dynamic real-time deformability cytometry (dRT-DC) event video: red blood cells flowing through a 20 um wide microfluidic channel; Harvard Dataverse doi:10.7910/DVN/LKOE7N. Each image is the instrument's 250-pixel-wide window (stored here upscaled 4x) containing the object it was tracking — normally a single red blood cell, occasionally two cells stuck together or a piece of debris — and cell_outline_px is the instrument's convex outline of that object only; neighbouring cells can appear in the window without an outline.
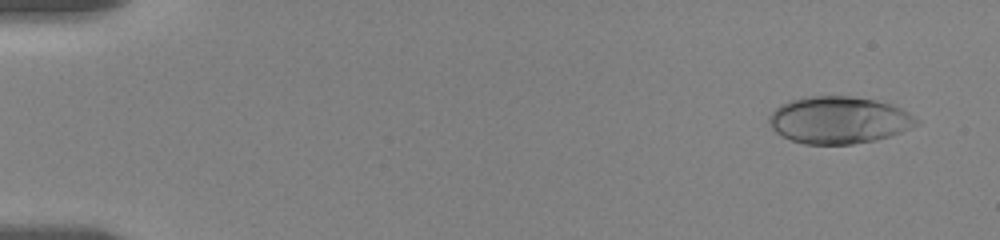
{"species": "human", "species_latin": "Homo sapiens", "temperature_condition": "room temperature", "stored_images_in_passage": 51, "camera_frame_rate_fps": 3000, "um_per_image_px": 0.085, "donor": {"sex": "female"}, "frame": {"image": 1, "passage_image": 3, "time_ms": 0.667, "image_size_px": [1000, 240], "cell_outline_px": [[920, 124], [900, 132], [876, 140], [852, 144], [804, 144], [792, 140], [776, 132], [772, 128], [768, 120], [768, 116], [780, 104], [788, 100], [808, 96], [848, 96], [872, 100], [888, 104], [900, 108], [908, 112], [920, 120]], "centroid_in_image_um": [71.28, 10.2], "position_along_channel_um": 13.7, "area_um2": 40.29}}
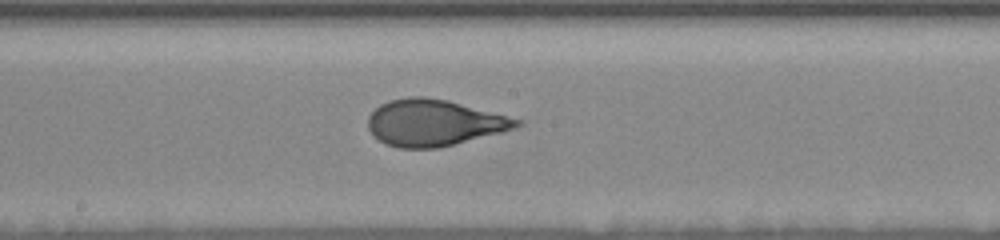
{"frame": {"image": 2, "passage_image": 27, "time_ms": 10.0, "image_size_px": [1000, 240], "cell_outline_px": [[520, 124], [504, 132], [440, 148], [396, 148], [372, 136], [368, 128], [368, 116], [380, 104], [388, 100], [408, 96], [424, 96], [448, 100], [520, 120]], "centroid_in_image_um": [36.83, 10.44], "position_along_channel_um": 211.4, "area_um2": 40.11}}
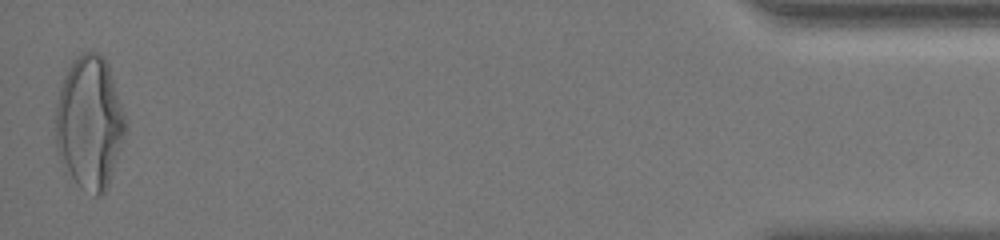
{"frame": {"image": 3, "passage_image": 51, "time_ms": 18.333, "image_size_px": [1000, 240], "cell_outline_px": [[128, 128], [108, 188], [100, 196], [96, 196], [80, 188], [60, 160], [56, 152], [56, 104], [60, 88], [64, 76], [68, 68], [84, 52], [96, 52], [104, 56], [108, 64], [128, 124]], "centroid_in_image_um": [7.64, 10.47], "position_along_channel_um": 427.6, "area_um2": 54.33}, "authors_computed_cell_mechanics": {"area_um2": 39.593, "velocity_mm_per_s": 3.5441, "shape_relaxation_time_tau1_ms": 4.7927, "shape_relaxation_time_tau2_ms": null, "deformation_change_tau1": 0.2141, "deformation_change_tau2": null}}